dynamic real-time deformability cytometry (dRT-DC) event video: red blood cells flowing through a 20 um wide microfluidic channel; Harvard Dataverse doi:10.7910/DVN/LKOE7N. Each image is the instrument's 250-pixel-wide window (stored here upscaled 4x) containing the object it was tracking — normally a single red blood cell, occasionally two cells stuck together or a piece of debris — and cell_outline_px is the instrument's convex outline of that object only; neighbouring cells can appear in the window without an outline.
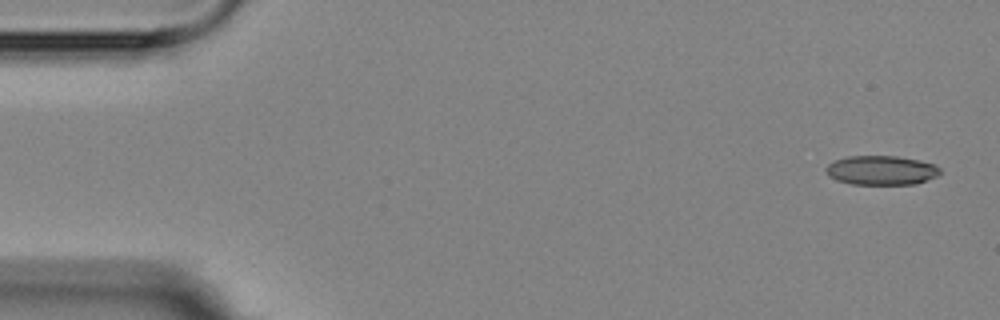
{"species": "Egyptian fruit bat (a non-hibernating species)", "species_latin": "Rousettus aegyptiacus", "temperature_condition": "room temperature", "stored_images_in_passage": 8, "camera_frame_rate_fps": 3000, "um_per_image_px": 0.085, "animal": {"sex": "female"}, "frame": {"image": 1, "passage_image": 1, "time_ms": 0.0, "image_size_px": [1000, 320], "cell_outline_px": [[940, 176], [916, 184], [852, 184], [836, 180], [828, 176], [824, 168], [828, 164], [836, 160], [848, 156], [896, 156], [920, 160], [936, 164], [940, 168]], "centroid_in_image_um": [74.94, 14.48], "position_along_channel_um": 10.1, "area_um2": 19.71}}
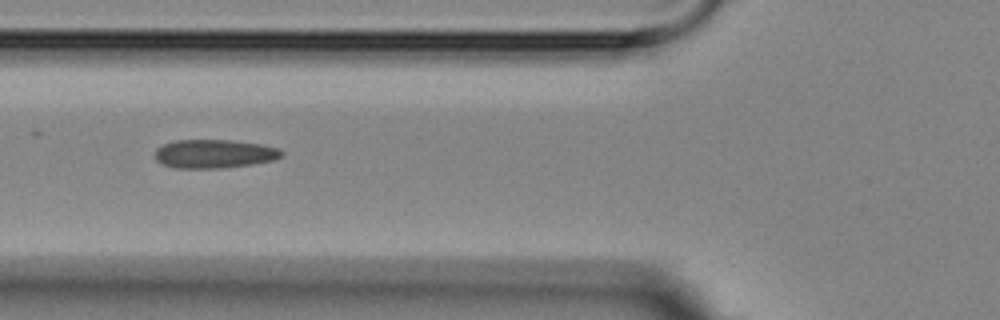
{"frame": {"image": 2, "passage_image": 6, "time_ms": 6.0, "image_size_px": [1000, 320], "cell_outline_px": [[284, 156], [272, 160], [252, 164], [224, 168], [176, 168], [164, 164], [156, 160], [156, 148], [164, 144], [176, 140], [232, 140], [260, 144], [280, 148], [284, 152]], "centroid_in_image_um": [18.25, 13.07], "position_along_channel_um": 107.5, "area_um2": 21.15}}
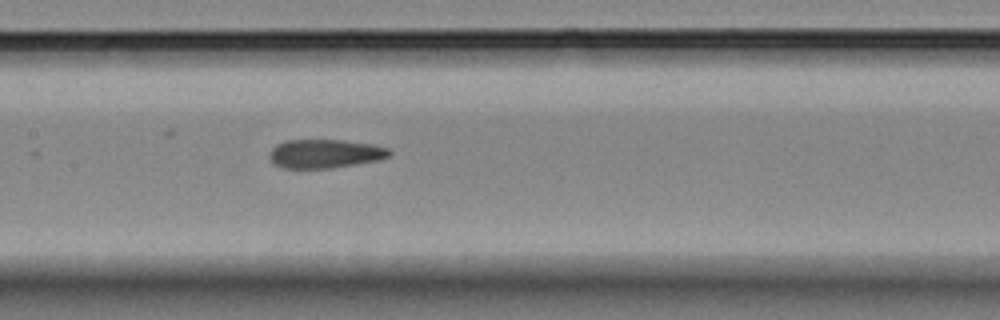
{"frame": {"image": 3, "passage_image": 8, "time_ms": 8.0, "image_size_px": [1000, 320], "cell_outline_px": [[392, 152], [388, 156], [380, 160], [356, 164], [328, 168], [284, 168], [276, 164], [268, 156], [272, 148], [276, 144], [284, 140], [344, 140], [372, 144], [388, 148]], "centroid_in_image_um": [27.63, 13.05], "position_along_channel_um": 179.8, "area_um2": 20.06}}